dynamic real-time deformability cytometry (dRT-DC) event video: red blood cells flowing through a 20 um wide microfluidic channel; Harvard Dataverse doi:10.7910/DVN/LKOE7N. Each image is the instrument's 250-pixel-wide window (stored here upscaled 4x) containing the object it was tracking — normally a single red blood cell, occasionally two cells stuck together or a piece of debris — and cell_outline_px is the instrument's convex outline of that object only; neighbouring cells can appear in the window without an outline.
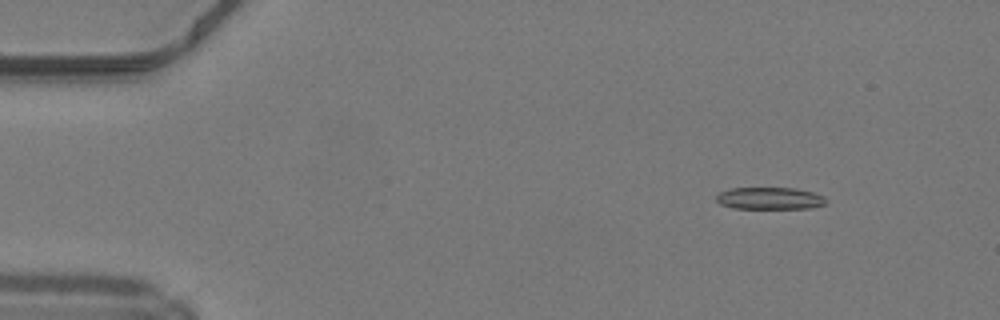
{"species": "common noctule bat (a hibernating species)", "species_latin": "Nyctalus noctula", "temperature_condition": "warm", "stored_images_in_passage": 9, "camera_frame_rate_fps": 3000, "um_per_image_px": 0.085, "animal": {"sex": "male", "body_mass_g": 19.2, "forearm_length_mm": 51.8}, "frame": {"image": 1, "passage_image": 6, "time_ms": 1.667, "image_size_px": [1000, 320], "cell_outline_px": [[828, 200], [824, 204], [808, 208], [732, 208], [720, 204], [716, 200], [716, 196], [720, 192], [732, 188], [796, 188], [812, 192], [824, 196]], "centroid_in_image_um": [65.42, 16.85], "position_along_channel_um": 19.6, "area_um2": 14.05}}